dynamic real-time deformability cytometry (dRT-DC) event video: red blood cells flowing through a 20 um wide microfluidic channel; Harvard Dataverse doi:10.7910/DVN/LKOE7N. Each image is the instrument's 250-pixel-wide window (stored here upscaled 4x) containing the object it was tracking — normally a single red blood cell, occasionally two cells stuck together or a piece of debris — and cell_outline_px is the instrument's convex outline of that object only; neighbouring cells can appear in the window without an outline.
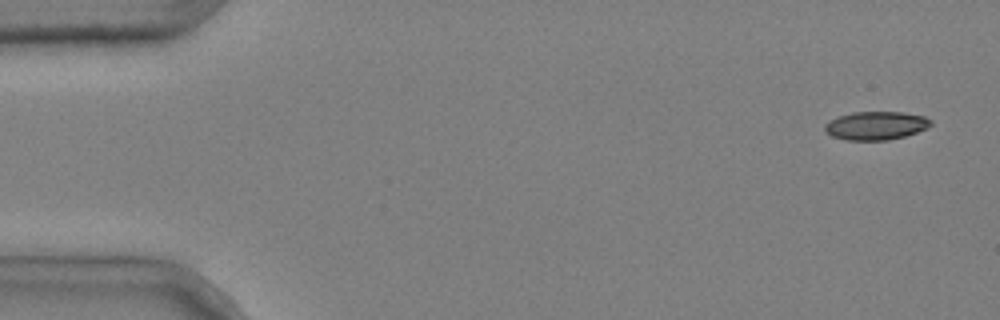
{"species": "common noctule bat (a hibernating species)", "species_latin": "Nyctalus noctula", "temperature_condition": "cold", "stored_images_in_passage": 5, "camera_frame_rate_fps": 3000, "um_per_image_px": 0.085, "animal": {"sex": "male", "body_mass_g": 20.4}, "frame": {"image": 1, "passage_image": 1, "time_ms": 0.0, "image_size_px": [1000, 320], "cell_outline_px": [[932, 124], [928, 128], [904, 136], [888, 140], [848, 140], [832, 136], [824, 128], [824, 124], [840, 116], [852, 112], [904, 112], [924, 116], [932, 120]], "centroid_in_image_um": [74.49, 10.67], "position_along_channel_um": 10.5, "area_um2": 17.4}}
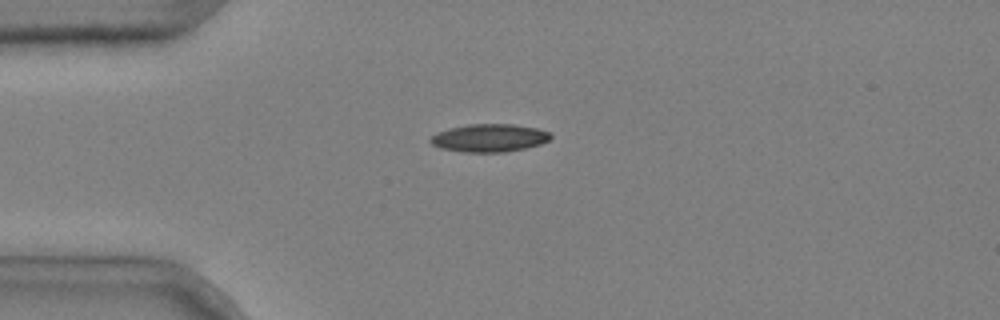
{"frame": {"image": 2, "passage_image": 4, "time_ms": 1.0, "image_size_px": [1000, 320], "cell_outline_px": [[552, 136], [548, 140], [540, 144], [524, 148], [504, 152], [464, 152], [440, 148], [432, 144], [428, 140], [436, 132], [448, 128], [468, 124], [512, 124], [536, 128], [548, 132]], "centroid_in_image_um": [41.54, 11.72], "position_along_channel_um": 43.5, "area_um2": 19.48}}